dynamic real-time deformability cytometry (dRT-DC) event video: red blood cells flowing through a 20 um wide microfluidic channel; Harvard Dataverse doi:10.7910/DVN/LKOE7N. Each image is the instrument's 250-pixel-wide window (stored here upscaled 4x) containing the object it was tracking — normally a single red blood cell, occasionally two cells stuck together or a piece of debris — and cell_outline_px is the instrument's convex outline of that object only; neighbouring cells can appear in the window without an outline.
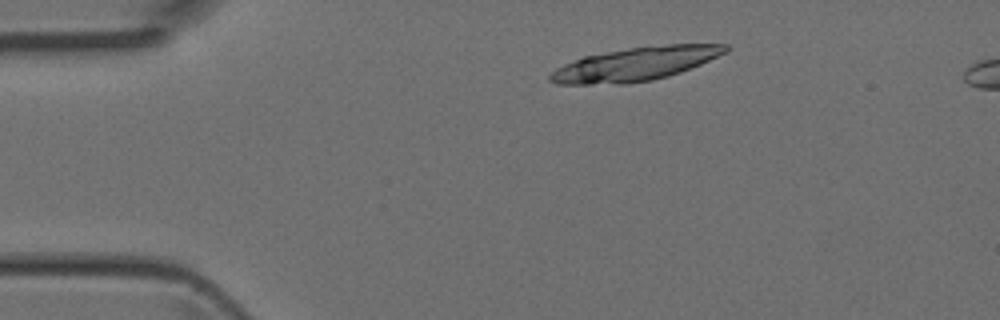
{"species": "Egyptian fruit bat (a non-hibernating species)", "species_latin": "Rousettus aegyptiacus", "temperature_condition": "room temperature", "stored_images_in_passage": 4, "camera_frame_rate_fps": 3000, "um_per_image_px": 0.085, "animal": {"sex": "female"}, "frame": {"image": 1, "passage_image": 2, "time_ms": 0.333, "image_size_px": [1000, 320], "cell_outline_px": [[728, 52], [700, 64], [680, 72], [668, 76], [652, 80], [624, 84], [556, 84], [548, 80], [548, 76], [556, 68], [564, 64], [584, 56], [628, 48], [668, 44], [728, 44]], "centroid_in_image_um": [54.01, 5.44], "position_along_channel_um": 31.0, "area_um2": 34.04}}